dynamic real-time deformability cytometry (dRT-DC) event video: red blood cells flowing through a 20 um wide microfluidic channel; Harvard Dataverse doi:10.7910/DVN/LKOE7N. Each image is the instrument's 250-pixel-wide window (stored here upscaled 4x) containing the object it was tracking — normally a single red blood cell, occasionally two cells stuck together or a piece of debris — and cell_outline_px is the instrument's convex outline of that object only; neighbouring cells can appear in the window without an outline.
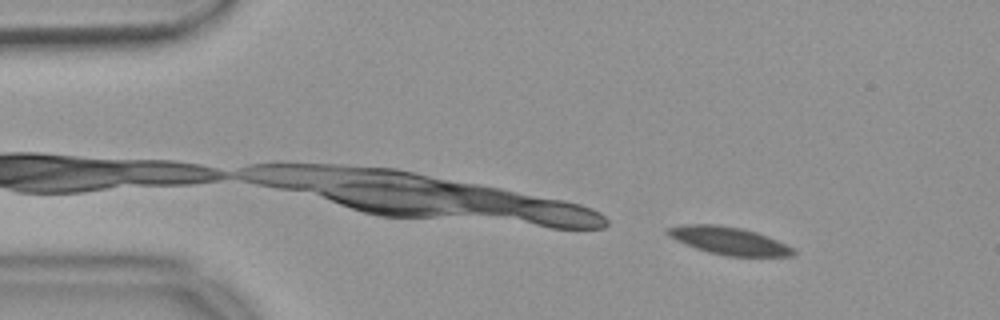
{"species": "common noctule bat (a hibernating species)", "species_latin": "Nyctalus noctula", "temperature_condition": "warm", "stored_images_in_passage": 11, "camera_frame_rate_fps": 3000, "um_per_image_px": 0.085, "animal": {"sex": "female", "body_mass_g": 18.4}, "frame": {"image": 1, "passage_image": 1, "time_ms": 0.0, "image_size_px": [1000, 320], "cell_outline_px": [[796, 252], [792, 256], [728, 256], [708, 252], [684, 244], [668, 236], [664, 232], [668, 228], [680, 224], [716, 224], [744, 228], [768, 236], [796, 248]], "centroid_in_image_um": [61.96, 20.45], "position_along_channel_um": 23.0, "area_um2": 20.52}}
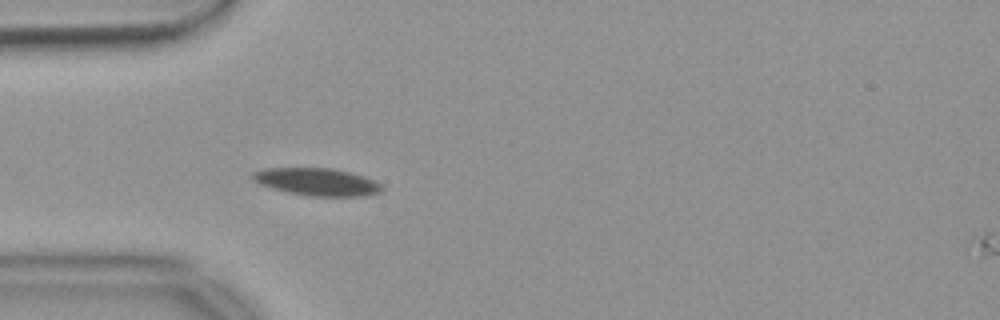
{"frame": {"image": 2, "passage_image": 10, "time_ms": 3.0, "image_size_px": [1000, 320], "cell_outline_px": [[384, 188], [380, 192], [364, 196], [308, 196], [272, 188], [260, 184], [252, 180], [252, 172], [264, 168], [332, 168], [364, 176], [380, 184]], "centroid_in_image_um": [26.93, 15.45], "position_along_channel_um": 58.1, "area_um2": 20.58}}